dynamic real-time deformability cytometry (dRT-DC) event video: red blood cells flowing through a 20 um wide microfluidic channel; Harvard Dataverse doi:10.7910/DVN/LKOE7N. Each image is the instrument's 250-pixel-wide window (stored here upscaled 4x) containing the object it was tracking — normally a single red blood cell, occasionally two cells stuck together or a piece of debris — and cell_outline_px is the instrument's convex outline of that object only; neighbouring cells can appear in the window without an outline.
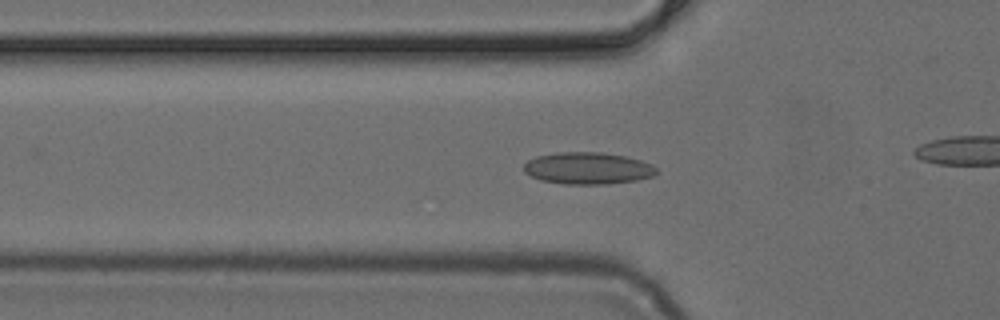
{"species": "common noctule bat (a hibernating species)", "species_latin": "Nyctalus noctula", "temperature_condition": "cold", "stored_images_in_passage": 35, "camera_frame_rate_fps": 3000, "um_per_image_px": 0.085, "animal": {"sex": "female", "body_mass_g": 24.6, "forearm_length_mm": 56.2}, "frame": {"image": 1, "passage_image": 12, "time_ms": 3.667, "image_size_px": [1000, 320], "cell_outline_px": [[656, 176], [636, 180], [608, 184], [564, 184], [540, 180], [524, 172], [524, 164], [528, 160], [536, 156], [556, 152], [600, 152], [624, 156], [640, 160], [652, 164], [656, 168]], "centroid_in_image_um": [49.96, 14.3], "position_along_channel_um": 75.8, "area_um2": 24.74}}
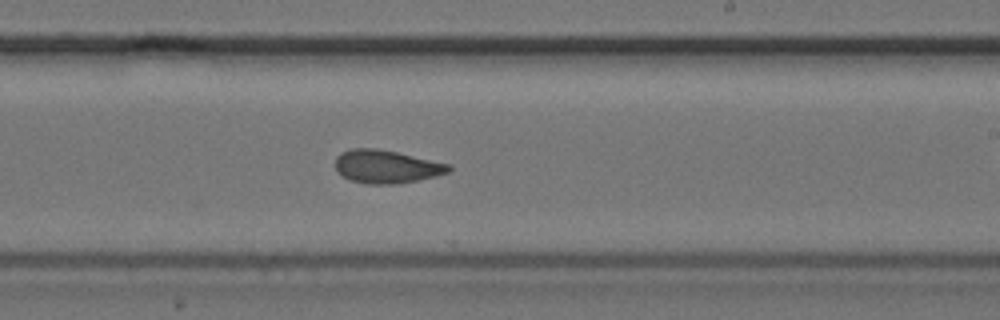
{"frame": {"image": 2, "passage_image": 25, "time_ms": 8.0, "image_size_px": [1000, 320], "cell_outline_px": [[452, 168], [448, 172], [436, 176], [396, 184], [368, 184], [352, 180], [344, 176], [336, 168], [336, 156], [340, 152], [352, 148], [376, 148], [396, 152], [452, 164]], "centroid_in_image_um": [32.87, 14.15], "position_along_channel_um": 256.1, "area_um2": 21.79}}
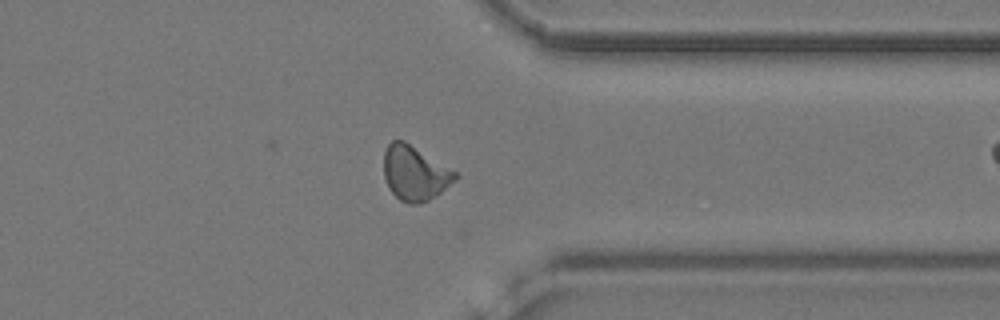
{"frame": {"image": 3, "passage_image": 34, "time_ms": 11.0, "image_size_px": [1000, 320], "cell_outline_px": [[460, 176], [456, 180], [436, 196], [420, 204], [408, 204], [400, 200], [388, 188], [384, 176], [384, 152], [388, 144], [392, 140], [404, 140], [456, 172]], "centroid_in_image_um": [35.25, 14.73], "position_along_channel_um": 376.1, "area_um2": 22.72}}